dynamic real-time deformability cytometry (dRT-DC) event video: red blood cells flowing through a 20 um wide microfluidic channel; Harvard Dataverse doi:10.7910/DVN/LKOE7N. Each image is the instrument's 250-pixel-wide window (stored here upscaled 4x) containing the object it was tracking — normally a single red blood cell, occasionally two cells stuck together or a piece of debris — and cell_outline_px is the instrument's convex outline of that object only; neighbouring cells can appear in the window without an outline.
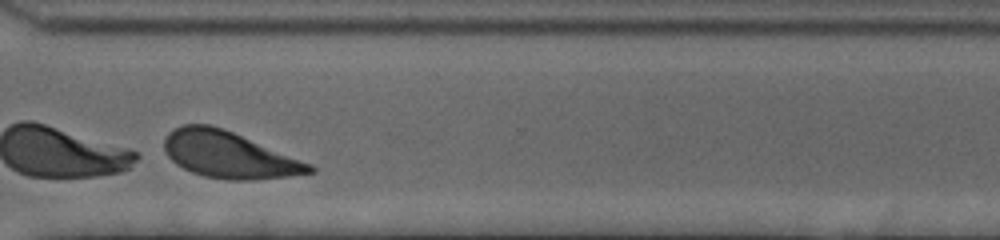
{"species": "human", "species_latin": "Homo sapiens", "temperature_condition": "cold", "stored_images_in_passage": 33, "camera_frame_rate_fps": 3000, "um_per_image_px": 0.085, "donor": {"sex": "female"}, "frame": {"image": 1, "passage_image": 30, "time_ms": 9.667, "image_size_px": [1000, 240], "cell_outline_px": [[316, 172], [292, 176], [252, 180], [228, 180], [204, 176], [192, 172], [176, 164], [164, 152], [164, 140], [168, 132], [184, 124], [208, 124], [224, 128], [312, 164], [316, 168]], "centroid_in_image_um": [19.47, 13.16], "position_along_channel_um": 351.1, "area_um2": 39.48}}